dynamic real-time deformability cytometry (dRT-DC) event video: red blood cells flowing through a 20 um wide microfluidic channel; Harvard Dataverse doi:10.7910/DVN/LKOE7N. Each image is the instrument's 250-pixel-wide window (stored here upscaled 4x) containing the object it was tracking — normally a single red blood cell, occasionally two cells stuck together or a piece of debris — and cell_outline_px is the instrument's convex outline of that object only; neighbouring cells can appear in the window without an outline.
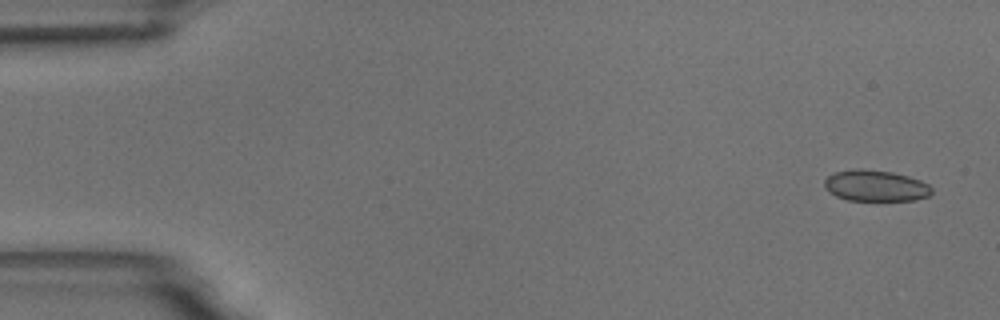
{"species": "common noctule bat (a hibernating species)", "species_latin": "Nyctalus noctula", "temperature_condition": "room temperature", "stored_images_in_passage": 5, "camera_frame_rate_fps": 3000, "um_per_image_px": 0.085, "animal": {"sex": "male", "body_mass_g": 18.8}, "frame": {"image": 1, "passage_image": 1, "time_ms": 0.0, "image_size_px": [1000, 320], "cell_outline_px": [[932, 192], [928, 196], [916, 200], [848, 200], [836, 196], [828, 192], [824, 188], [824, 180], [828, 176], [836, 172], [856, 168], [860, 168], [892, 172], [908, 176], [920, 180], [928, 184], [932, 188]], "centroid_in_image_um": [74.41, 15.78], "position_along_channel_um": 10.6, "area_um2": 19.54}}
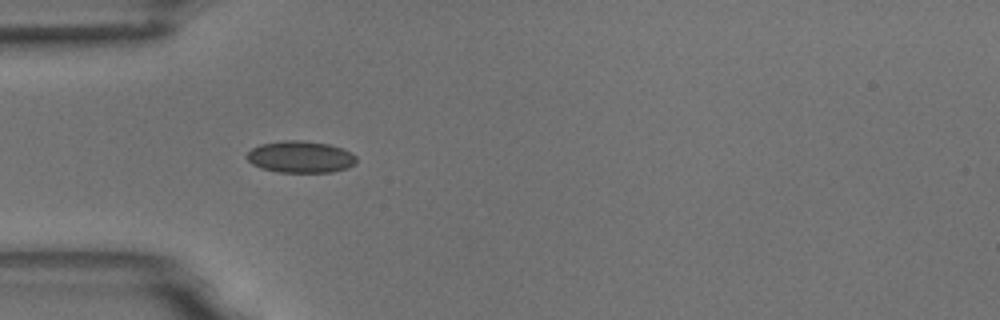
{"frame": {"image": 2, "passage_image": 5, "time_ms": 4.667, "image_size_px": [1000, 320], "cell_outline_px": [[356, 164], [348, 168], [332, 172], [280, 172], [260, 168], [252, 164], [244, 156], [252, 148], [260, 144], [284, 140], [300, 140], [328, 144], [340, 148], [356, 156]], "centroid_in_image_um": [25.51, 13.34], "position_along_channel_um": 59.5, "area_um2": 20.29}}